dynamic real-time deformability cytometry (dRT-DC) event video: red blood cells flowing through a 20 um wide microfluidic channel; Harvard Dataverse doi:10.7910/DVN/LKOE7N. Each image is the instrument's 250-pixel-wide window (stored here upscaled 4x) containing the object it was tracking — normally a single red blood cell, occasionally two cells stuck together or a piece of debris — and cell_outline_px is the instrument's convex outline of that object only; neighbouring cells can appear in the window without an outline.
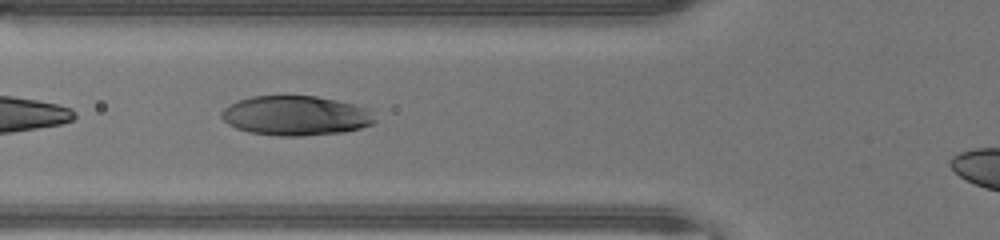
{"species": "human", "species_latin": "Homo sapiens", "temperature_condition": "warm", "stored_images_in_passage": 19, "segment_of_instrument_passage": [2, 2], "camera_frame_rate_fps": 3000, "um_per_image_px": 0.085, "donor": {"sex": "male"}, "frame": {"image": 1, "passage_image": 17, "time_ms": 5.333, "image_size_px": [1000, 240], "cell_outline_px": [[376, 120], [372, 124], [360, 128], [344, 132], [300, 136], [276, 136], [248, 132], [236, 128], [228, 124], [220, 116], [220, 112], [224, 108], [236, 100], [252, 96], [316, 96], [356, 104], [364, 108]], "centroid_in_image_um": [25.08, 9.83], "position_along_channel_um": 100.7, "area_um2": 35.43}}